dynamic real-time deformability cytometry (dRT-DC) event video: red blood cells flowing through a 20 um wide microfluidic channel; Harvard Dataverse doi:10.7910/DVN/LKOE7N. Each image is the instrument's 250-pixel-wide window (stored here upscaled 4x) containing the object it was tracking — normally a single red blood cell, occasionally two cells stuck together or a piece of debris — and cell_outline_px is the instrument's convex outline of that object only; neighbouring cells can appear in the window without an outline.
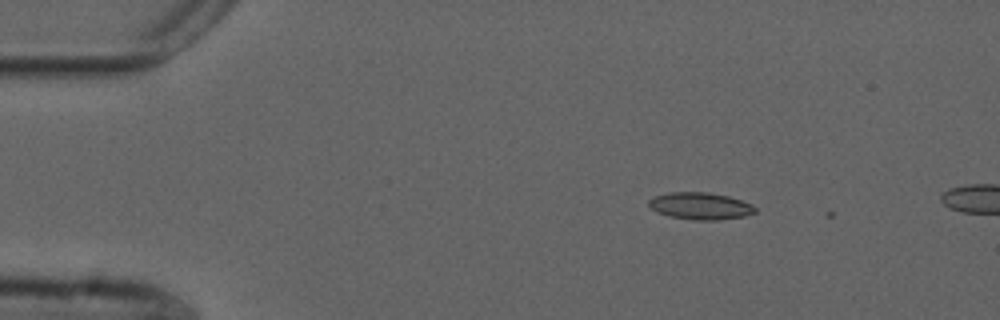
{"species": "common noctule bat (a hibernating species)", "species_latin": "Nyctalus noctula", "temperature_condition": "cold", "stored_images_in_passage": 3, "camera_frame_rate_fps": 3000, "um_per_image_px": 0.085, "animal": {"sex": "male", "forearm_length_mm": 52.5}, "frame": {"image": 1, "passage_image": 2, "time_ms": 0.333, "image_size_px": [1000, 320], "cell_outline_px": [[756, 212], [744, 216], [720, 220], [692, 220], [668, 216], [656, 212], [648, 204], [648, 200], [656, 196], [668, 192], [708, 192], [728, 196], [752, 204], [756, 208]], "centroid_in_image_um": [59.52, 17.51], "position_along_channel_um": 25.5, "area_um2": 16.82}}